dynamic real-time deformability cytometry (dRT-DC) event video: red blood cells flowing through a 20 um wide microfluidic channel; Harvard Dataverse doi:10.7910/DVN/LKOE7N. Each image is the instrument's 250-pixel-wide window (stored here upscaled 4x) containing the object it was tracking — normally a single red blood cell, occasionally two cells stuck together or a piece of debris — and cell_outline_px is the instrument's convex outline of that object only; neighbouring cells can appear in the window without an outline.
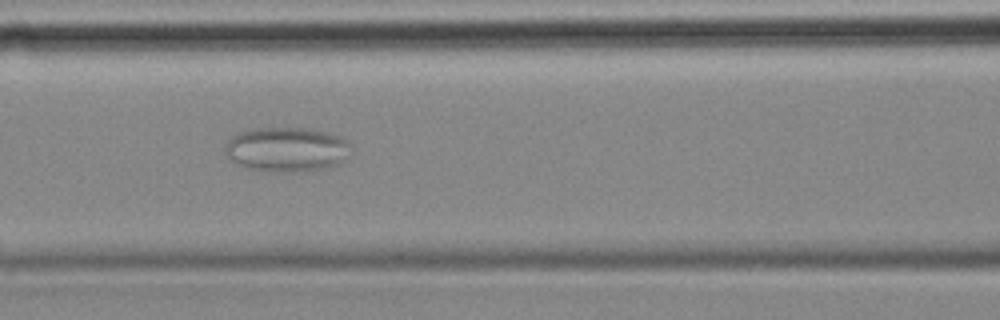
{"species": "common noctule bat (a hibernating species)", "species_latin": "Nyctalus noctula", "temperature_condition": "cold", "stored_images_in_passage": 57, "camera_frame_rate_fps": 3000, "um_per_image_px": 0.085, "animal": {"sex": "female", "body_mass_g": 18.4}, "frame": {"image": 1, "passage_image": 24, "time_ms": 7.667, "image_size_px": [1000, 320], "cell_outline_px": [[352, 156], [340, 164], [324, 168], [292, 172], [276, 172], [244, 168], [232, 160], [228, 156], [224, 148], [228, 140], [232, 136], [240, 132], [252, 128], [308, 128], [328, 132], [340, 136], [348, 140], [352, 144]], "centroid_in_image_um": [24.44, 12.7], "position_along_channel_um": 142.2, "area_um2": 33.29}}
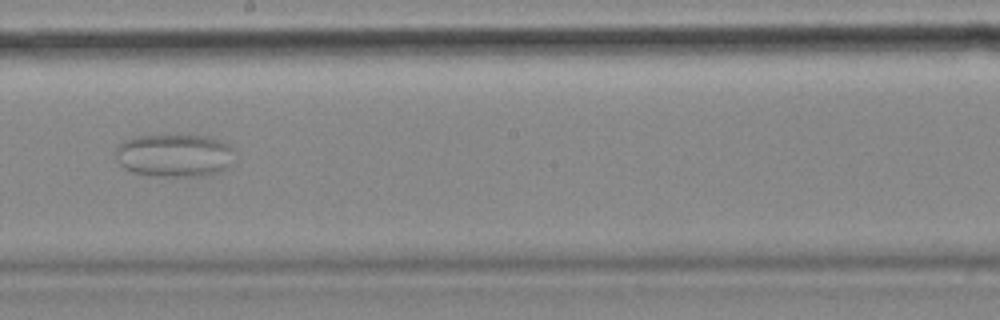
{"frame": {"image": 2, "passage_image": 32, "time_ms": 10.333, "image_size_px": [1000, 320], "cell_outline_px": [[232, 148], [228, 164], [224, 168], [216, 172], [204, 176], [148, 176], [132, 172], [124, 168], [120, 164], [116, 156], [116, 148], [124, 140], [136, 136], [208, 136], [228, 144]], "centroid_in_image_um": [14.75, 13.22], "position_along_channel_um": 233.5, "area_um2": 29.3}}